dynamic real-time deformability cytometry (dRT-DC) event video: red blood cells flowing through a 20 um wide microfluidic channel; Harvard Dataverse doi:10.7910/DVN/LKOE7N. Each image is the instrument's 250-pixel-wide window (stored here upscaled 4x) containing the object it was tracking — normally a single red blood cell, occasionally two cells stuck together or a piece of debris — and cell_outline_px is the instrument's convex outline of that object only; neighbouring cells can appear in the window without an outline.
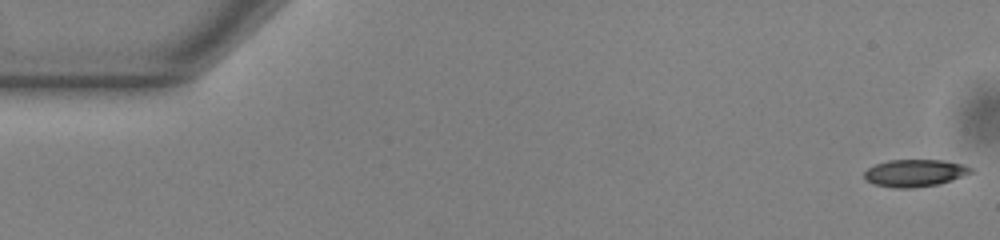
{"species": "common noctule bat (a hibernating species)", "species_latin": "Nyctalus noctula", "temperature_condition": "warm", "stored_images_in_passage": 49, "camera_frame_rate_fps": 3000, "um_per_image_px": 0.085, "animal": {"sex": "male", "body_mass_g": 13.0, "forearm_length_mm": 53.1}, "frame": {"image": 1, "passage_image": 1, "time_ms": 0.0, "image_size_px": [1000, 240], "cell_outline_px": [[976, 172], [952, 180], [936, 184], [912, 188], [896, 188], [876, 184], [864, 180], [864, 172], [868, 168], [876, 164], [888, 160], [944, 160], [964, 164], [972, 168]], "centroid_in_image_um": [77.79, 14.7], "position_along_channel_um": 7.2, "area_um2": 16.99}}
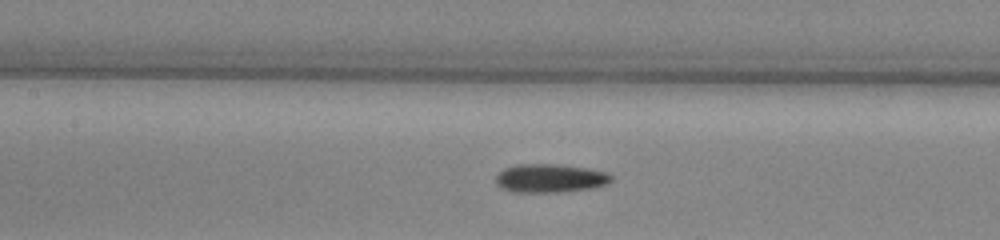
{"frame": {"image": 2, "passage_image": 24, "time_ms": 7.667, "image_size_px": [1000, 240], "cell_outline_px": [[612, 180], [608, 184], [592, 188], [560, 192], [512, 192], [500, 188], [496, 184], [496, 176], [504, 168], [516, 164], [560, 164], [588, 168], [608, 172], [612, 176]], "centroid_in_image_um": [46.76, 15.15], "position_along_channel_um": 160.6, "area_um2": 19.48}}
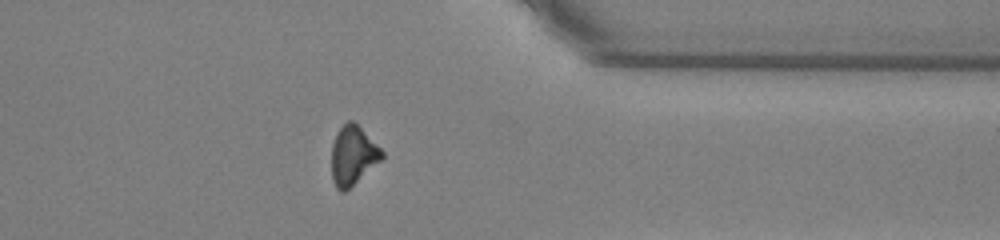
{"frame": {"image": 3, "passage_image": 42, "time_ms": 13.667, "image_size_px": [1000, 240], "cell_outline_px": [[384, 156], [380, 160], [344, 192], [340, 192], [336, 188], [332, 180], [332, 144], [336, 132], [348, 120], [352, 120], [384, 152]], "centroid_in_image_um": [29.96, 13.21], "position_along_channel_um": 381.4, "area_um2": 16.88}, "authors_computed_cell_mechanics": {"area_um2": 17.8024, "velocity_mm_per_s": 3.8798, "shape_relaxation_time_tau1_ms": 4.2228, "shape_relaxation_time_tau2_ms": 7.8974, "deformation_change_tau1": 0.1231, "deformation_change_tau2": 0.1931}}